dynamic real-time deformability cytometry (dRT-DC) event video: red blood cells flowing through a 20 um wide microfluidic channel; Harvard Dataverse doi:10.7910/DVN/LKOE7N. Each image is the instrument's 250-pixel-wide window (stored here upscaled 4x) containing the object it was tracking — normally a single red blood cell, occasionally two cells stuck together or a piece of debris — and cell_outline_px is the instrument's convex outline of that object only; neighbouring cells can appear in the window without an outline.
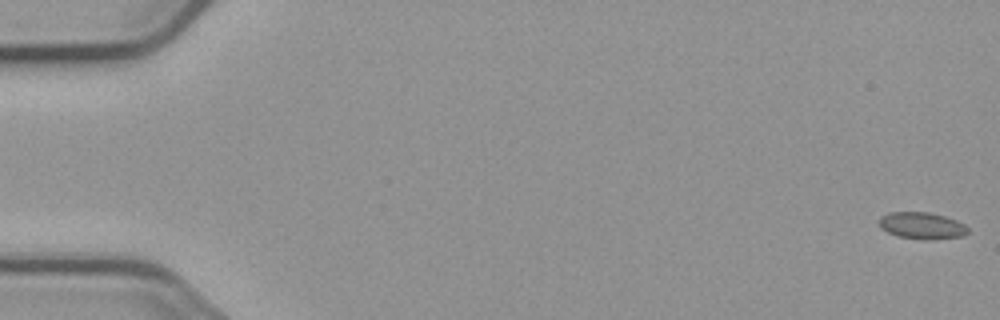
{"species": "common noctule bat (a hibernating species)", "species_latin": "Nyctalus noctula", "temperature_condition": "cold", "stored_images_in_passage": 4, "camera_frame_rate_fps": 3000, "um_per_image_px": 0.085, "animal": {"sex": "male", "body_mass_g": 23.1, "forearm_length_mm": 52.7}, "frame": {"image": 1, "passage_image": 1, "time_ms": 0.0, "image_size_px": [1000, 320], "cell_outline_px": [[968, 232], [964, 236], [932, 240], [896, 236], [880, 228], [880, 216], [888, 212], [928, 212], [944, 216], [956, 220], [964, 224], [968, 228]], "centroid_in_image_um": [78.37, 19.18], "position_along_channel_um": 6.6, "area_um2": 13.87}}